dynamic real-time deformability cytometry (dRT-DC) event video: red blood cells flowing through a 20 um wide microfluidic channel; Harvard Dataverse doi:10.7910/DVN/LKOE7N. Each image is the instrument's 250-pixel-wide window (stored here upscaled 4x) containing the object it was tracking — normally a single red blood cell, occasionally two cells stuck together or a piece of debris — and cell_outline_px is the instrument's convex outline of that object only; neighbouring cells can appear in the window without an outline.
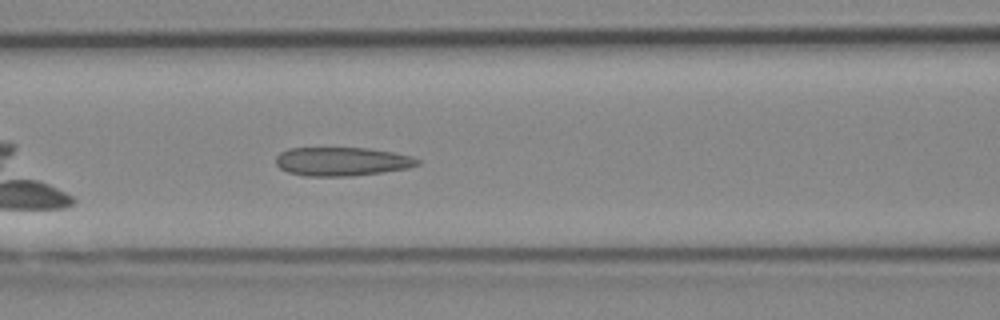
{"species": "Egyptian fruit bat (a non-hibernating species)", "species_latin": "Rousettus aegyptiacus", "temperature_condition": "cold", "stored_images_in_passage": 31, "camera_frame_rate_fps": 3000, "um_per_image_px": 0.085, "animal": {"sex": "female"}, "frame": {"image": 1, "passage_image": 10, "time_ms": 3.0, "image_size_px": [1000, 320], "cell_outline_px": [[420, 164], [408, 168], [352, 176], [304, 176], [288, 172], [280, 168], [276, 164], [276, 156], [280, 152], [288, 148], [368, 148], [392, 152], [412, 156], [420, 160]], "centroid_in_image_um": [29.04, 13.72], "position_along_channel_um": 137.6, "area_um2": 23.7}}
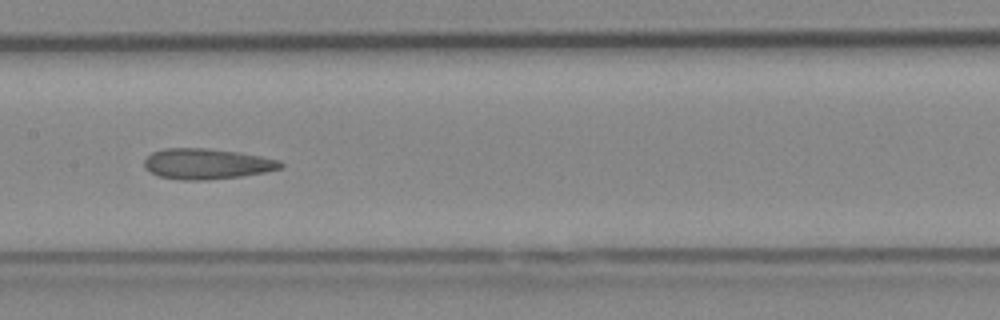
{"frame": {"image": 2, "passage_image": 14, "time_ms": 4.333, "image_size_px": [1000, 320], "cell_outline_px": [[284, 168], [264, 172], [240, 176], [208, 180], [180, 180], [160, 176], [144, 168], [144, 160], [152, 152], [164, 148], [208, 148], [240, 152], [280, 160], [284, 164]], "centroid_in_image_um": [17.59, 13.92], "position_along_channel_um": 189.8, "area_um2": 24.39}, "authors_computed_cell_mechanics": {"area_um2": 23.8136, "velocity_mm_per_s": 3.9376, "shape_relaxation_time_tau1_ms": 8.6266, "shape_relaxation_time_tau2_ms": 1.9529, "deformation_change_tau1": 0.1333, "deformation_change_tau2": 0.0828}}